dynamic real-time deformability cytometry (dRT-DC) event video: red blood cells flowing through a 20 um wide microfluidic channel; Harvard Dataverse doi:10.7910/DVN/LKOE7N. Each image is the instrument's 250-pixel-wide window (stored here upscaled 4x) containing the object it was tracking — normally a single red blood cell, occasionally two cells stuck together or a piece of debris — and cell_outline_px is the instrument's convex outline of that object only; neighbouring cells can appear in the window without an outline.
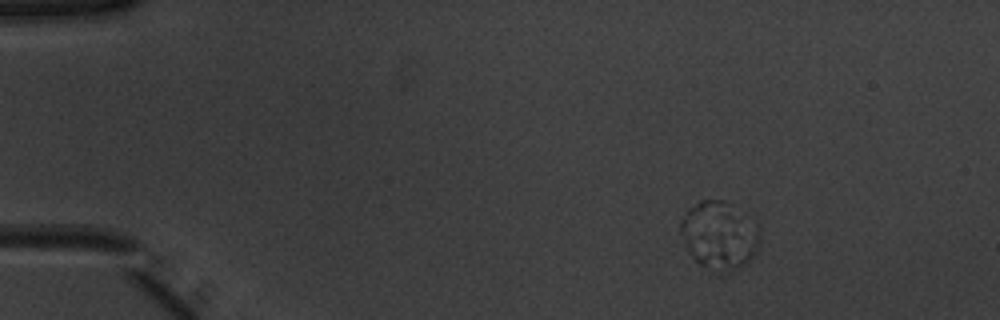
{"species": "common noctule bat (a hibernating species)", "species_latin": "Nyctalus noctula", "temperature_condition": "warm", "stored_images_in_passage": 53, "camera_frame_rate_fps": 3000, "um_per_image_px": 0.085, "animal": {"sex": "male", "body_mass_g": 20.1, "forearm_length_mm": 53.5}, "frame": {"image": 1, "passage_image": 7, "time_ms": 2.0, "image_size_px": [1000, 320], "cell_outline_px": [[760, 240], [756, 256], [744, 264], [720, 276], [712, 272], [700, 264], [688, 252], [684, 244], [680, 232], [680, 220], [688, 208], [700, 200], [724, 200], [744, 212], [760, 228]], "centroid_in_image_um": [61.15, 20.02], "position_along_channel_um": 23.9, "area_um2": 32.08}}
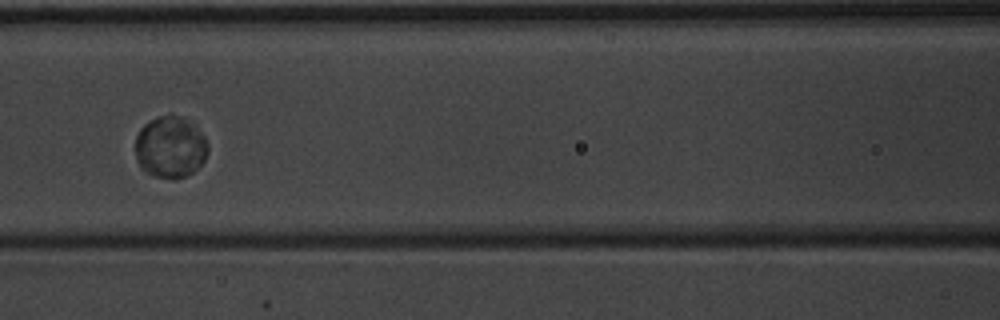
{"frame": {"image": 2, "passage_image": 24, "time_ms": 7.667, "image_size_px": [1000, 320], "cell_outline_px": [[208, 152], [204, 160], [188, 176], [152, 176], [140, 168], [136, 160], [136, 136], [140, 128], [144, 124], [156, 116], [180, 116], [196, 124], [204, 136], [208, 144]], "centroid_in_image_um": [14.47, 12.47], "position_along_channel_um": 152.1, "area_um2": 25.95}}
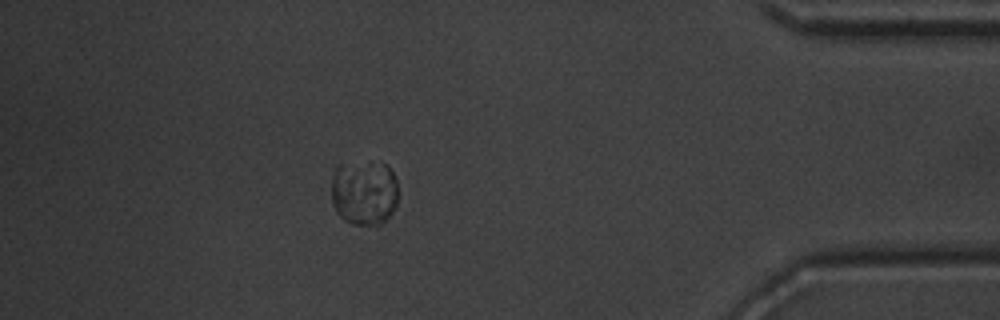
{"frame": {"image": 3, "passage_image": 47, "time_ms": 15.333, "image_size_px": [1000, 320], "cell_outline_px": [[396, 204], [392, 212], [380, 224], [352, 224], [344, 220], [336, 212], [332, 204], [332, 180], [336, 164], [384, 164], [392, 172], [396, 180]], "centroid_in_image_um": [30.91, 16.39], "position_along_channel_um": 404.3, "area_um2": 24.91}, "authors_computed_cell_mechanics": {"area_um2": 25.6054, "velocity_mm_per_s": 3.7777, "shape_relaxation_time_tau1_ms": 0.9041, "shape_relaxation_time_tau2_ms": null, "deformation_change_tau1": 0.0128, "deformation_change_tau2": null}}